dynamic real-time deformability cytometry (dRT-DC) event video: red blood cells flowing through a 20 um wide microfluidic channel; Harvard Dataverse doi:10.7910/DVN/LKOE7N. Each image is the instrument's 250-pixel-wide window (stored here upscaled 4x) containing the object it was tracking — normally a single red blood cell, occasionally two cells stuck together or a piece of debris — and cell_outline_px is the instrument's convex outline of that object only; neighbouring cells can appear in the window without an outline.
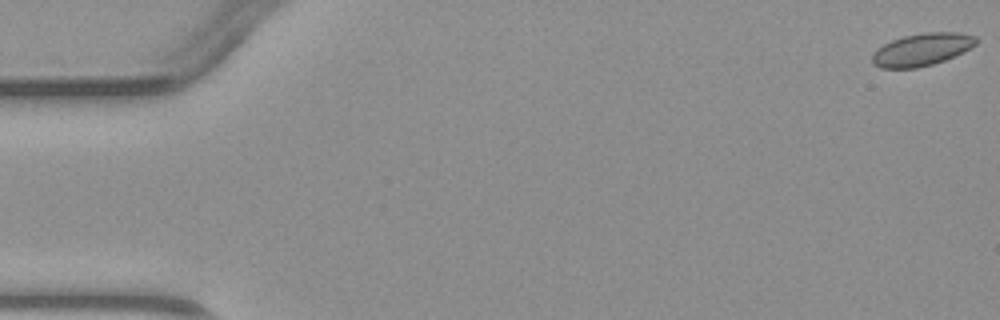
{"species": "common noctule bat (a hibernating species)", "species_latin": "Nyctalus noctula", "temperature_condition": "warm", "stored_images_in_passage": 4, "camera_frame_rate_fps": 3000, "um_per_image_px": 0.085, "animal": {"sex": "male", "body_mass_g": 23.1, "forearm_length_mm": 52.7}, "frame": {"image": 1, "passage_image": 1, "time_ms": 0.0, "image_size_px": [1000, 320], "cell_outline_px": [[980, 40], [976, 44], [964, 52], [944, 60], [932, 64], [916, 68], [880, 68], [872, 64], [872, 56], [884, 44], [892, 40], [904, 36], [924, 32], [960, 32], [976, 36]], "centroid_in_image_um": [78.41, 4.2], "position_along_channel_um": 6.6, "area_um2": 19.65}}
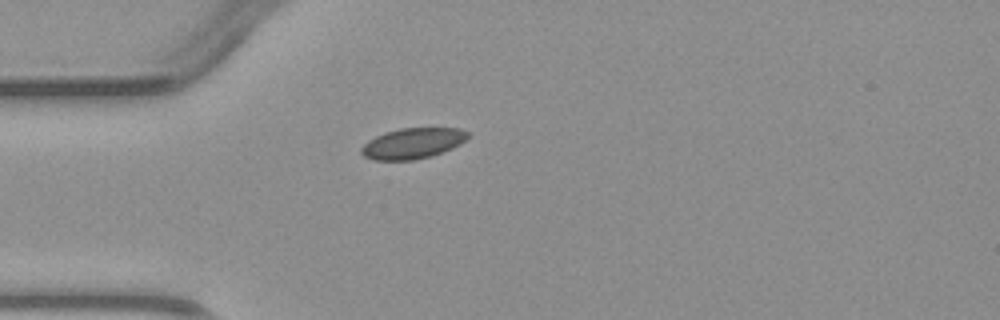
{"frame": {"image": 2, "passage_image": 4, "time_ms": 4.333, "image_size_px": [1000, 320], "cell_outline_px": [[468, 136], [460, 144], [452, 148], [432, 156], [412, 160], [372, 160], [364, 156], [360, 152], [360, 148], [368, 140], [384, 132], [400, 128], [460, 128], [468, 132]], "centroid_in_image_um": [35.04, 12.18], "position_along_channel_um": 50.0, "area_um2": 19.07}}